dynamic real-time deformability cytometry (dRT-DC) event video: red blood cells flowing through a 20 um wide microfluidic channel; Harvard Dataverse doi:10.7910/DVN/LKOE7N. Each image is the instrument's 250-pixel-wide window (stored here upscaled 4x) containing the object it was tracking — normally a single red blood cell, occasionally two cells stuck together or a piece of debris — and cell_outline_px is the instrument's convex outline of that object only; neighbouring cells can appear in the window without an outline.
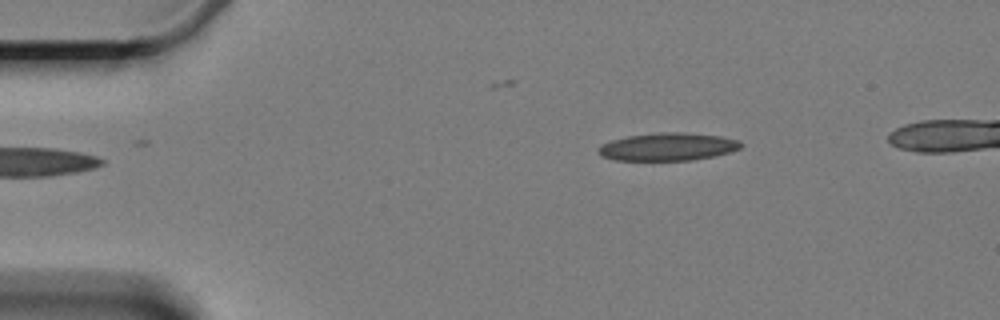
{"species": "Egyptian fruit bat (a non-hibernating species)", "species_latin": "Rousettus aegyptiacus", "temperature_condition": "cold", "stored_images_in_passage": 4, "camera_frame_rate_fps": 3000, "um_per_image_px": 0.085, "animal": {"sex": "female"}, "frame": {"image": 1, "passage_image": 4, "time_ms": 4.667, "image_size_px": [1000, 320], "cell_outline_px": [[744, 144], [740, 148], [728, 152], [712, 156], [692, 160], [616, 160], [600, 156], [596, 152], [600, 144], [612, 140], [628, 136], [664, 132], [680, 132], [720, 136], [740, 140]], "centroid_in_image_um": [56.74, 12.47], "position_along_channel_um": 28.3, "area_um2": 23.0}}